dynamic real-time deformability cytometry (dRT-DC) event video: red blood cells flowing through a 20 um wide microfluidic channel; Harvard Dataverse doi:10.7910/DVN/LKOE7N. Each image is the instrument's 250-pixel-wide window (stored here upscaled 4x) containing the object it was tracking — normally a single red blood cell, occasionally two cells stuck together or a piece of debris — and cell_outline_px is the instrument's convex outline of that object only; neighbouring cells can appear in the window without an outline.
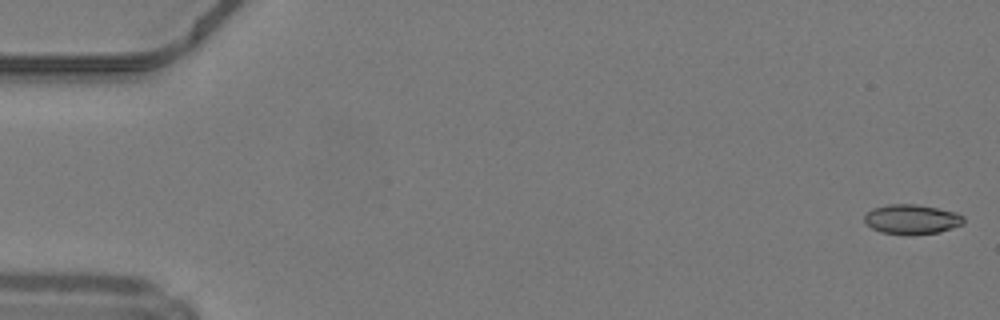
{"species": "common noctule bat (a hibernating species)", "species_latin": "Nyctalus noctula", "temperature_condition": "warm", "stored_images_in_passage": 36, "camera_frame_rate_fps": 3000, "um_per_image_px": 0.085, "animal": {"sex": "male", "body_mass_g": 19.2, "forearm_length_mm": 51.8}, "frame": {"image": 1, "passage_image": 1, "time_ms": 0.0, "image_size_px": [1000, 320], "cell_outline_px": [[964, 224], [940, 232], [908, 236], [904, 236], [880, 232], [872, 228], [864, 220], [864, 216], [872, 208], [888, 204], [916, 204], [956, 212], [964, 216]], "centroid_in_image_um": [77.51, 18.66], "position_along_channel_um": 7.5, "area_um2": 17.46}}
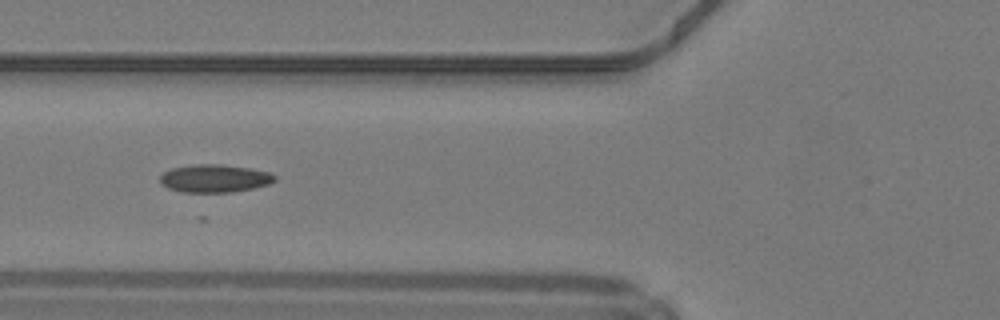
{"frame": {"image": 2, "passage_image": 19, "time_ms": 6.0, "image_size_px": [1000, 320], "cell_outline_px": [[276, 180], [268, 184], [252, 188], [232, 192], [180, 192], [168, 188], [160, 184], [160, 176], [164, 172], [172, 168], [192, 164], [220, 164], [252, 168], [268, 172], [276, 176]], "centroid_in_image_um": [18.22, 15.16], "position_along_channel_um": 107.6, "area_um2": 18.73}}
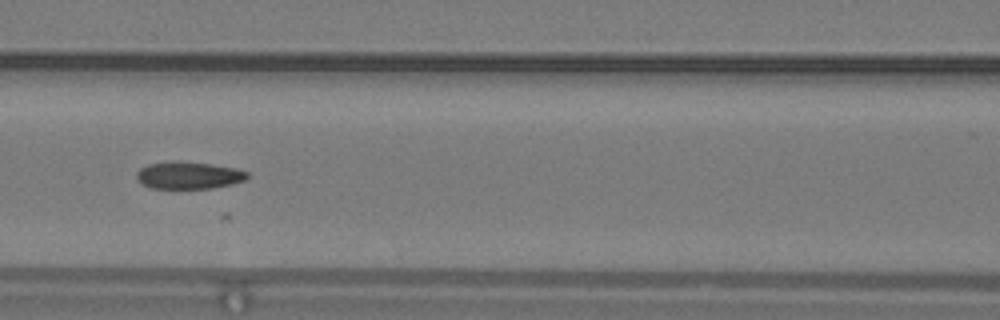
{"frame": {"image": 3, "passage_image": 22, "time_ms": 7.0, "image_size_px": [1000, 320], "cell_outline_px": [[248, 176], [244, 180], [232, 184], [212, 188], [152, 188], [140, 184], [136, 176], [136, 172], [140, 168], [148, 164], [172, 160], [208, 164], [236, 168], [248, 172]], "centroid_in_image_um": [15.99, 14.9], "position_along_channel_um": 150.6, "area_um2": 17.57}}